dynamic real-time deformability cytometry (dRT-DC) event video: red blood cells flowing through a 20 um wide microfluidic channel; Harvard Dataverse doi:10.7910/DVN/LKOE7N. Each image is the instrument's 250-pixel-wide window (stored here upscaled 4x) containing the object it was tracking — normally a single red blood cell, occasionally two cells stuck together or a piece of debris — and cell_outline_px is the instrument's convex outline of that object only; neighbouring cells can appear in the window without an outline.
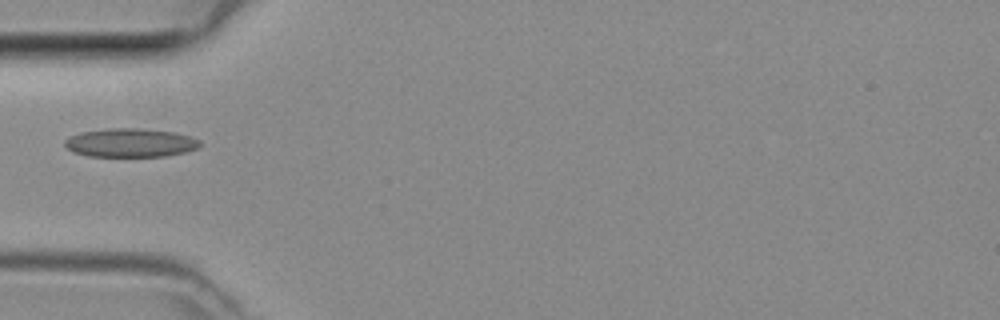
{"species": "common noctule bat (a hibernating species)", "species_latin": "Nyctalus noctula", "temperature_condition": "room temperature", "stored_images_in_passage": 1, "camera_frame_rate_fps": 3000, "um_per_image_px": 0.085, "animal": {"sex": "female", "body_mass_g": 29.2, "forearm_length_mm": 56.3}, "frame": {"image": 1, "passage_image": 1, "time_ms": 0.0, "image_size_px": [1000, 320], "cell_outline_px": [[200, 144], [196, 148], [184, 152], [168, 156], [88, 156], [72, 152], [64, 144], [64, 140], [80, 132], [112, 128], [136, 128], [176, 132], [200, 140]], "centroid_in_image_um": [11.07, 12.13], "position_along_channel_um": 73.9, "area_um2": 22.43}}